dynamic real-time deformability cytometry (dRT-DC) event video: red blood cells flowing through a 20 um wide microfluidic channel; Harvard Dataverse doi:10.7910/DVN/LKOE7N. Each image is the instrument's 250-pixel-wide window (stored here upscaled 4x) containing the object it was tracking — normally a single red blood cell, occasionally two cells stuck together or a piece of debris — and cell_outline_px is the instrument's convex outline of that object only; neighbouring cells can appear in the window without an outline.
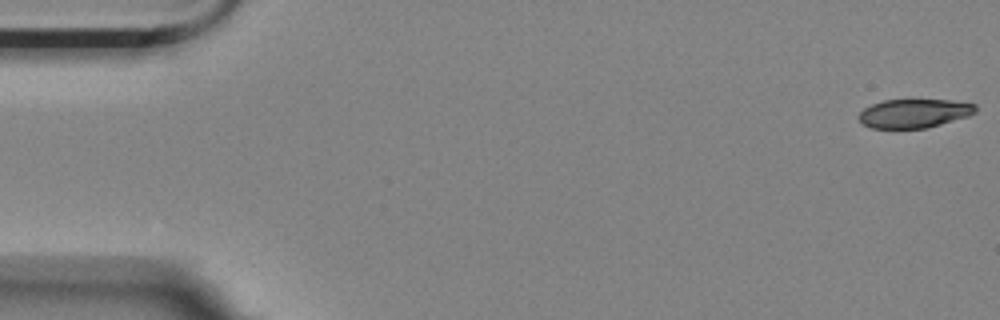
{"species": "Egyptian fruit bat (a non-hibernating species)", "species_latin": "Rousettus aegyptiacus", "temperature_condition": "room temperature", "stored_images_in_passage": 5, "camera_frame_rate_fps": 3000, "um_per_image_px": 0.085, "animal": {"sex": "female"}, "frame": {"image": 1, "passage_image": 1, "time_ms": 0.0, "image_size_px": [1000, 320], "cell_outline_px": [[976, 112], [968, 116], [928, 128], [872, 128], [864, 124], [856, 116], [864, 108], [872, 104], [884, 100], [948, 100], [976, 104]], "centroid_in_image_um": [77.69, 9.64], "position_along_channel_um": 7.3, "area_um2": 19.54}}
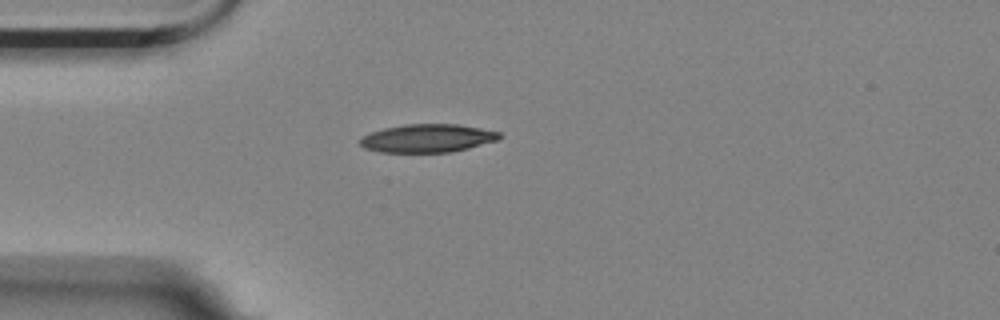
{"frame": {"image": 2, "passage_image": 5, "time_ms": 1.333, "image_size_px": [1000, 320], "cell_outline_px": [[500, 140], [452, 152], [380, 152], [364, 148], [360, 144], [360, 140], [364, 136], [372, 132], [384, 128], [404, 124], [456, 124], [480, 128], [500, 132]], "centroid_in_image_um": [36.36, 11.75], "position_along_channel_um": 48.6, "area_um2": 22.83}}